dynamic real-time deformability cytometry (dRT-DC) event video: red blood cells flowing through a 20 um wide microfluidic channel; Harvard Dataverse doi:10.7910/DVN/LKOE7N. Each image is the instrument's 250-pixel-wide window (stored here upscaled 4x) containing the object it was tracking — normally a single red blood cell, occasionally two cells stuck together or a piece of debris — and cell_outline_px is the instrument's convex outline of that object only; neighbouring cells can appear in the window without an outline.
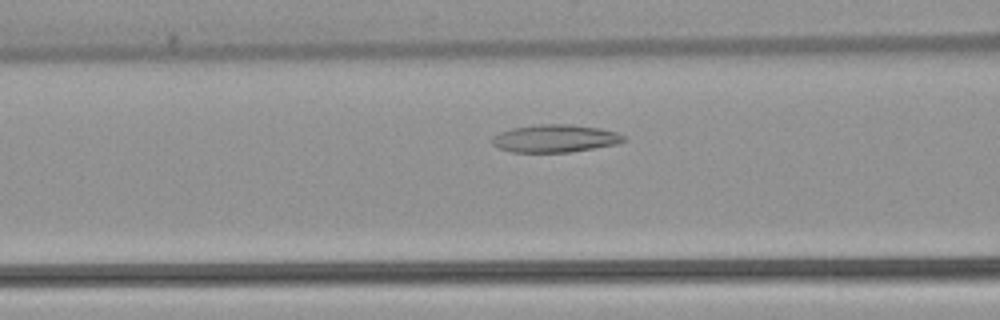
{"species": "common noctule bat (a hibernating species)", "species_latin": "Nyctalus noctula", "temperature_condition": "warm", "stored_images_in_passage": 48, "camera_frame_rate_fps": 3000, "um_per_image_px": 0.085, "animal": {"sex": "female", "body_mass_g": 22.7, "forearm_length_mm": 54.2}, "frame": {"image": 1, "passage_image": 16, "time_ms": 5.0, "image_size_px": [1000, 320], "cell_outline_px": [[628, 140], [616, 144], [572, 152], [512, 152], [500, 148], [492, 144], [492, 136], [500, 132], [512, 128], [540, 124], [572, 124], [600, 128], [616, 132], [624, 136]], "centroid_in_image_um": [47.2, 11.76], "position_along_channel_um": 119.4, "area_um2": 21.27}}
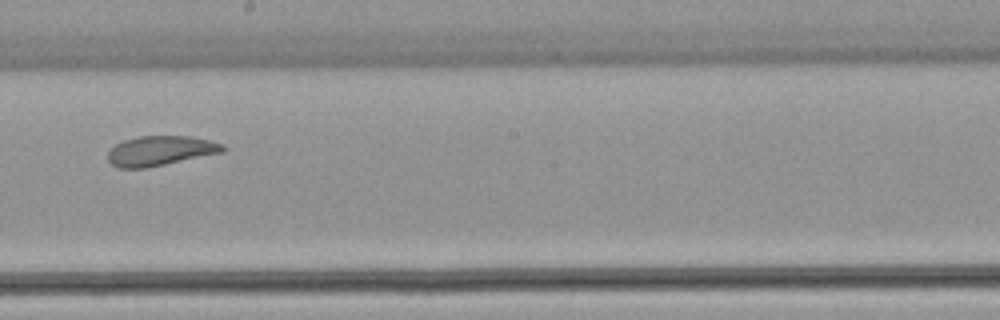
{"frame": {"image": 2, "passage_image": 25, "time_ms": 8.0, "image_size_px": [1000, 320], "cell_outline_px": [[224, 152], [144, 168], [120, 168], [112, 164], [108, 160], [108, 152], [116, 144], [124, 140], [140, 136], [188, 136], [208, 140], [224, 144]], "centroid_in_image_um": [13.62, 12.81], "position_along_channel_um": 234.6, "area_um2": 19.65}}
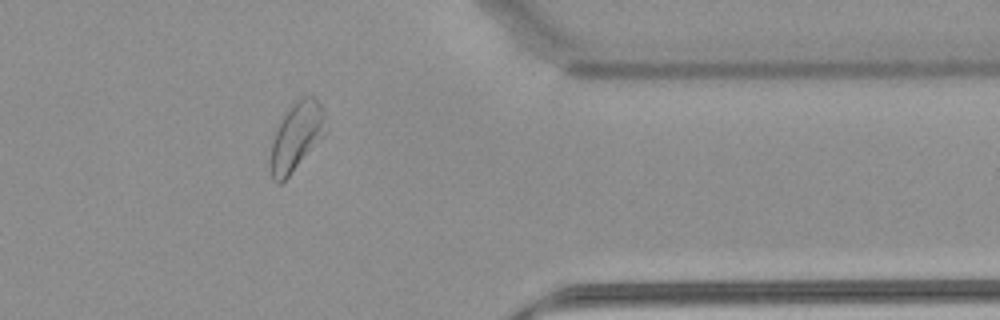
{"frame": {"image": 3, "passage_image": 38, "time_ms": 12.333, "image_size_px": [1000, 320], "cell_outline_px": [[328, 128], [324, 136], [288, 176], [280, 184], [276, 184], [272, 176], [268, 164], [272, 140], [276, 128], [284, 112], [300, 96], [312, 96], [320, 104], [324, 112]], "centroid_in_image_um": [25.17, 11.59], "position_along_channel_um": 386.2, "area_um2": 22.31}, "authors_computed_cell_mechanics": {"area_um2": 22.4842, "velocity_mm_per_s": 3.8433, "shape_relaxation_time_tau1_ms": 8.5064, "shape_relaxation_time_tau2_ms": 2.5618, "deformation_change_tau1": 0.1897, "deformation_change_tau2": 0.0931}}